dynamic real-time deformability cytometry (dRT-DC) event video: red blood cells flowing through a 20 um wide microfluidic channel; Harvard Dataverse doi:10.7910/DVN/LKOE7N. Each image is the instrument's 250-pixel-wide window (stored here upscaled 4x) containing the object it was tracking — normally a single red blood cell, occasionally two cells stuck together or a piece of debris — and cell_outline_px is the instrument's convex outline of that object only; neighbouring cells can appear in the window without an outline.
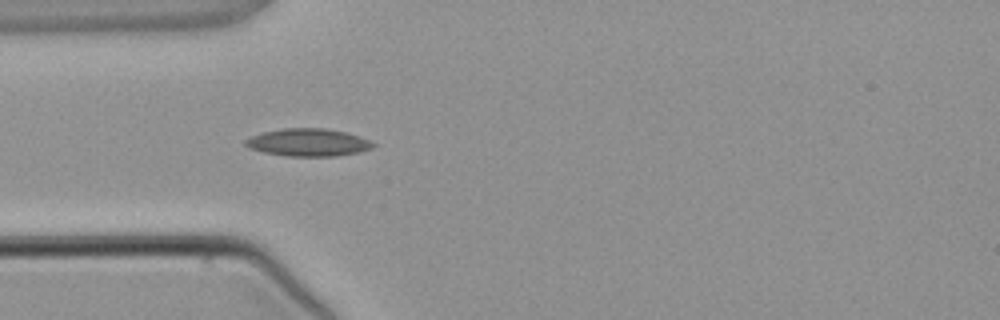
{"species": "common noctule bat (a hibernating species)", "species_latin": "Nyctalus noctula", "temperature_condition": "warm", "stored_images_in_passage": 3, "camera_frame_rate_fps": 3000, "um_per_image_px": 0.085, "animal": {"sex": "male", "body_mass_g": 21.5, "forearm_length_mm": 52.0}, "frame": {"image": 1, "passage_image": 3, "time_ms": 3.333, "image_size_px": [1000, 320], "cell_outline_px": [[376, 144], [372, 148], [360, 152], [336, 156], [288, 156], [264, 152], [248, 148], [244, 144], [244, 140], [252, 136], [264, 132], [284, 128], [324, 128], [344, 132], [368, 140]], "centroid_in_image_um": [26.17, 12.11], "position_along_channel_um": 58.8, "area_um2": 20.35}}